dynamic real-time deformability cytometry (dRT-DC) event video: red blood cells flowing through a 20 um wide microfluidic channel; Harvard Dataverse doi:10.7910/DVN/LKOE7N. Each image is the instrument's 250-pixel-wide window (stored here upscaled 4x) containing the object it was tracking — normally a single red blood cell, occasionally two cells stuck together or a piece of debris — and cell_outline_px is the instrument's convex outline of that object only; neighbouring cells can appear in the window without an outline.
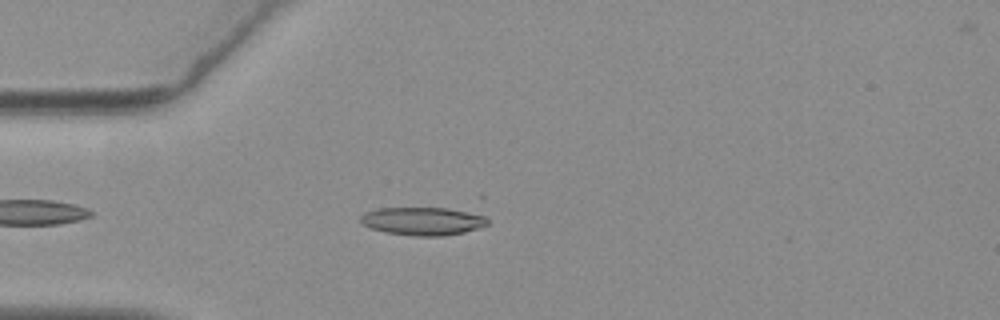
{"species": "common noctule bat (a hibernating species)", "species_latin": "Nyctalus noctula", "temperature_condition": "warm", "stored_images_in_passage": 47, "camera_frame_rate_fps": 3000, "um_per_image_px": 0.085, "animal": {"sex": "female", "body_mass_g": 19.3, "forearm_length_mm": 54.1}, "frame": {"image": 1, "passage_image": 7, "time_ms": 2.0, "image_size_px": [1000, 320], "cell_outline_px": [[488, 224], [464, 232], [444, 236], [412, 236], [384, 232], [372, 228], [364, 224], [360, 220], [360, 216], [364, 212], [380, 208], [448, 208], [484, 216], [488, 220]], "centroid_in_image_um": [35.9, 18.8], "position_along_channel_um": 49.1, "area_um2": 20.58}}
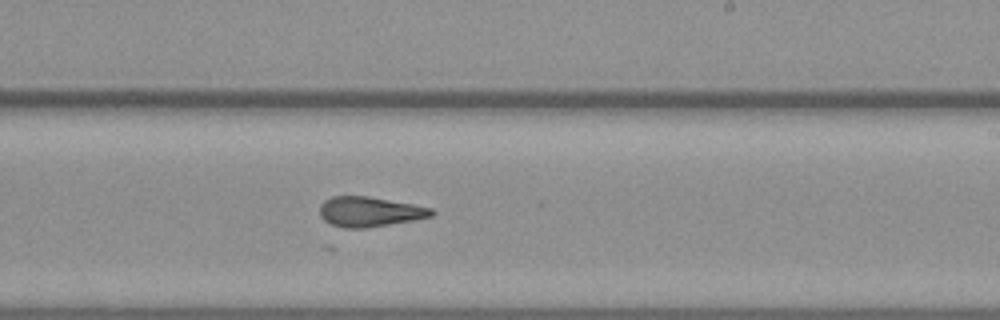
{"frame": {"image": 2, "passage_image": 25, "time_ms": 8.0, "image_size_px": [1000, 320], "cell_outline_px": [[436, 212], [432, 216], [412, 220], [368, 228], [344, 228], [332, 224], [324, 220], [320, 216], [320, 204], [324, 200], [332, 196], [368, 196], [412, 204], [432, 208]], "centroid_in_image_um": [31.4, 17.99], "position_along_channel_um": 257.6, "area_um2": 19.48}}
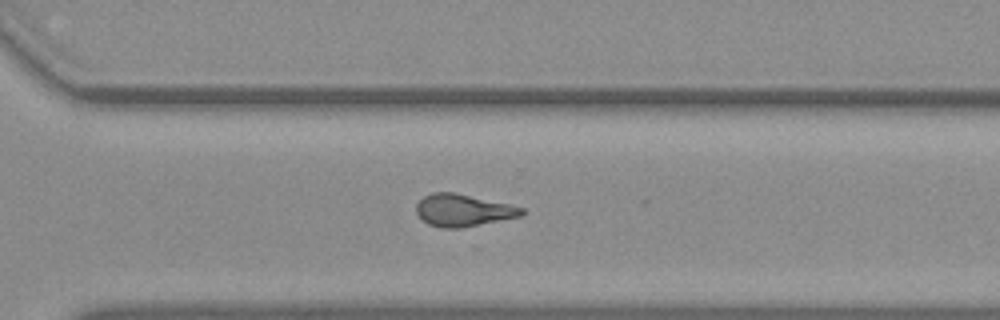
{"frame": {"image": 3, "passage_image": 31, "time_ms": 10.0, "image_size_px": [1000, 320], "cell_outline_px": [[524, 212], [520, 216], [460, 228], [440, 228], [428, 224], [416, 212], [416, 204], [424, 196], [432, 192], [456, 192], [508, 204], [524, 208]], "centroid_in_image_um": [39.33, 17.86], "position_along_channel_um": 331.3, "area_um2": 19.59}, "authors_computed_cell_mechanics": {"area_um2": 19.7676, "velocity_mm_per_s": 3.7001, "shape_relaxation_time_tau1_ms": null, "shape_relaxation_time_tau2_ms": 9.3445, "deformation_change_tau1": null, "deformation_change_tau2": 0.2202}}